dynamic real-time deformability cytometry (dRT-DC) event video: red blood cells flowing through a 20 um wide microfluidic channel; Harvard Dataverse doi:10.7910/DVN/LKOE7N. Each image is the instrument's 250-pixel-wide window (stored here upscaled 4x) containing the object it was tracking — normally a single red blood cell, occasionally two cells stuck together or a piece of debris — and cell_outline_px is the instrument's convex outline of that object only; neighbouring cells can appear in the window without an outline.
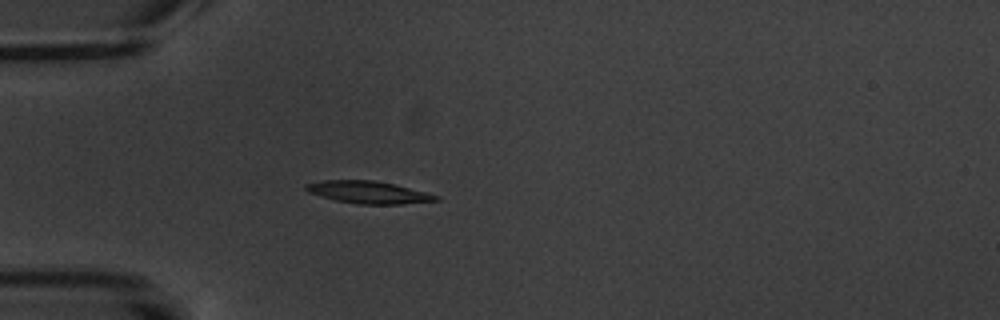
{"species": "common noctule bat (a hibernating species)", "species_latin": "Nyctalus noctula", "temperature_condition": "warm", "stored_images_in_passage": 5, "camera_frame_rate_fps": 3000, "um_per_image_px": 0.085, "animal": {"sex": "male", "body_mass_g": 20.1, "forearm_length_mm": 53.5}, "frame": {"image": 1, "passage_image": 4, "time_ms": 3.667, "image_size_px": [1000, 320], "cell_outline_px": [[440, 200], [400, 204], [356, 204], [336, 200], [320, 196], [308, 192], [304, 188], [304, 184], [324, 180], [372, 180], [396, 184], [440, 196]], "centroid_in_image_um": [31.31, 16.34], "position_along_channel_um": 53.7, "area_um2": 16.94}}